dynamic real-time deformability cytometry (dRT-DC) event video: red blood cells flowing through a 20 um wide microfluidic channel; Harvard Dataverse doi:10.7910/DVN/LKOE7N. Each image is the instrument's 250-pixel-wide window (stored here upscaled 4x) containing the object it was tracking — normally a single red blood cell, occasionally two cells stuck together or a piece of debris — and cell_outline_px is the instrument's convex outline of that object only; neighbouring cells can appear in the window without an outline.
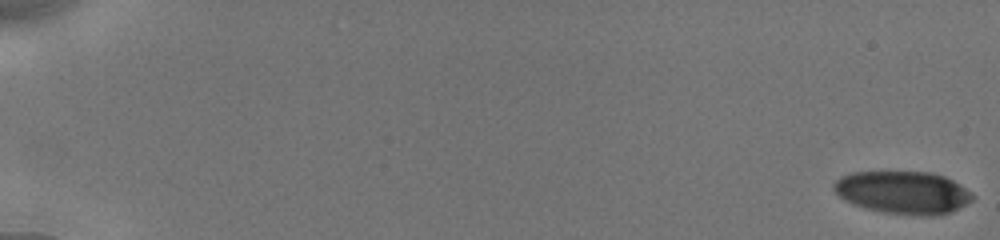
{"species": "human", "species_latin": "Homo sapiens", "temperature_condition": "cold", "stored_images_in_passage": 55, "camera_frame_rate_fps": 3000, "um_per_image_px": 0.085, "donor": {"sex": "male"}, "frame": {"image": 1, "passage_image": 1, "time_ms": 0.0, "image_size_px": [1000, 240], "cell_outline_px": [[976, 196], [972, 200], [948, 212], [932, 216], [924, 216], [884, 212], [868, 208], [856, 204], [840, 196], [832, 188], [832, 184], [840, 176], [852, 172], [932, 172], [944, 176], [960, 184], [972, 192]], "centroid_in_image_um": [76.77, 16.34], "position_along_channel_um": 8.2, "area_um2": 34.16}}
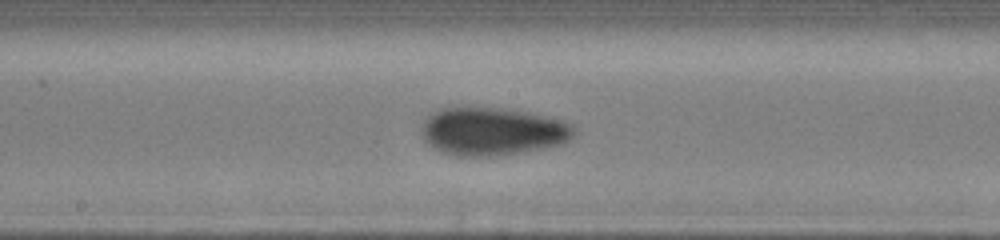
{"frame": {"image": 2, "passage_image": 32, "time_ms": 10.333, "image_size_px": [1000, 240], "cell_outline_px": [[576, 132], [568, 140], [560, 144], [540, 148], [492, 156], [456, 156], [444, 152], [428, 144], [424, 140], [420, 128], [420, 124], [432, 112], [440, 108], [500, 108], [528, 112], [548, 116], [572, 124], [576, 128]], "centroid_in_image_um": [41.83, 11.15], "position_along_channel_um": 206.4, "area_um2": 42.31}}
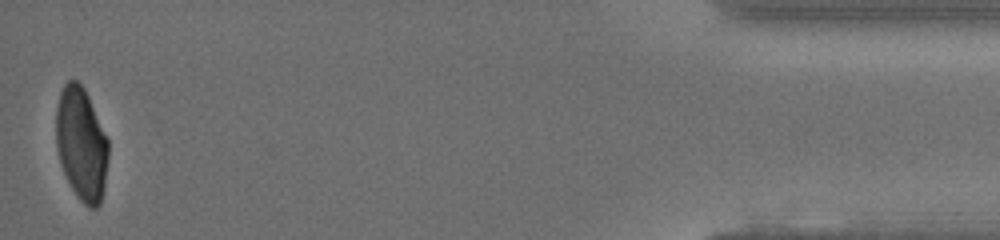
{"frame": {"image": 3, "passage_image": 55, "time_ms": 18.0, "image_size_px": [1000, 240], "cell_outline_px": [[108, 160], [104, 188], [100, 204], [96, 208], [88, 208], [80, 200], [72, 188], [60, 164], [56, 148], [56, 108], [60, 92], [64, 84], [68, 80], [76, 80], [84, 88], [88, 96], [108, 140]], "centroid_in_image_um": [6.91, 12.24], "position_along_channel_um": 428.3, "area_um2": 34.45}, "authors_computed_cell_mechanics": {"area_um2": 38.3214, "velocity_mm_per_s": 3.8657, "shape_relaxation_time_tau1_ms": 3.4788, "shape_relaxation_time_tau2_ms": 2.1098, "deformation_change_tau1": 0.1104, "deformation_change_tau2": 0.0673}}